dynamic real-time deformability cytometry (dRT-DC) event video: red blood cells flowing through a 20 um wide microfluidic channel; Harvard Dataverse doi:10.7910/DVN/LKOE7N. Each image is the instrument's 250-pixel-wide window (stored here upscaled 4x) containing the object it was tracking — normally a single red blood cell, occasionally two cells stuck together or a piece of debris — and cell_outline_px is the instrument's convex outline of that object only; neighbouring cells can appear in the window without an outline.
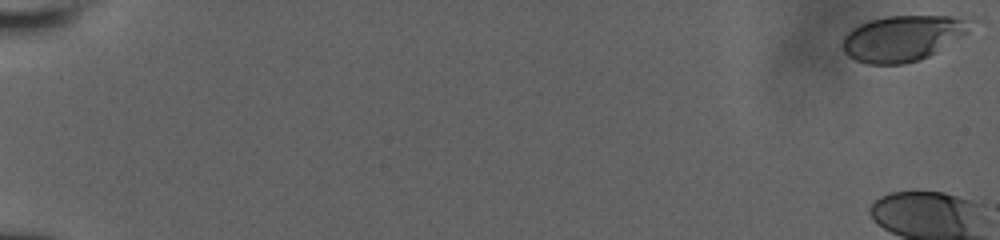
{"species": "human", "species_latin": "Homo sapiens", "temperature_condition": "room temperature", "stored_images_in_passage": 25, "camera_frame_rate_fps": 3000, "um_per_image_px": 0.085, "donor": {"sex": "male"}, "frame": {"image": 1, "passage_image": 1, "time_ms": 0.0, "image_size_px": [1000, 240], "cell_outline_px": [[968, 32], [936, 52], [920, 60], [904, 64], [868, 64], [856, 60], [848, 56], [844, 52], [844, 36], [848, 32], [860, 24], [872, 20], [888, 16], [952, 16], [964, 20], [968, 24]], "centroid_in_image_um": [76.67, 3.27], "position_along_channel_um": 8.3, "area_um2": 33.29}}